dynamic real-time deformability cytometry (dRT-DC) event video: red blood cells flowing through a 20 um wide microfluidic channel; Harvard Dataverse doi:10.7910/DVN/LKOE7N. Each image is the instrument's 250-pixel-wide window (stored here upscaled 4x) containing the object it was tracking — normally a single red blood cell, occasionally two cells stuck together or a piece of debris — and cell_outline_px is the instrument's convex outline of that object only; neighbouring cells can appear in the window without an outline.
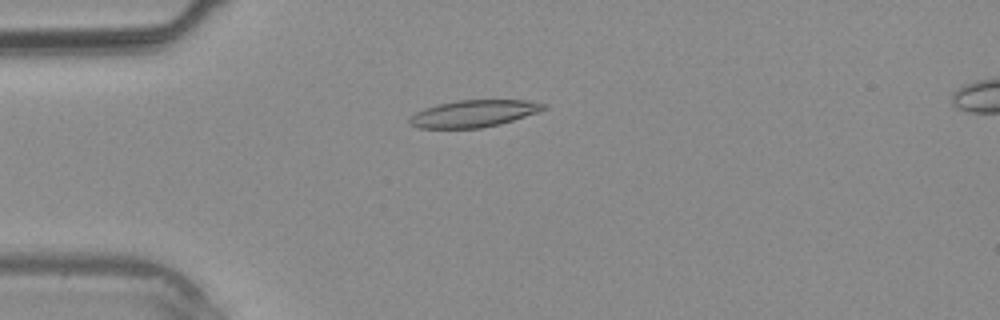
{"species": "common noctule bat (a hibernating species)", "species_latin": "Nyctalus noctula", "temperature_condition": "warm", "stored_images_in_passage": 29, "camera_frame_rate_fps": 3000, "um_per_image_px": 0.085, "animal": {"sex": "male", "body_mass_g": 20.4}, "frame": {"image": 1, "passage_image": 1, "time_ms": 0.0, "image_size_px": [1000, 320], "cell_outline_px": [[548, 108], [500, 124], [480, 128], [416, 128], [408, 124], [408, 120], [416, 112], [424, 108], [456, 100], [524, 100], [548, 104]], "centroid_in_image_um": [40.24, 9.65], "position_along_channel_um": 44.8, "area_um2": 20.98}}
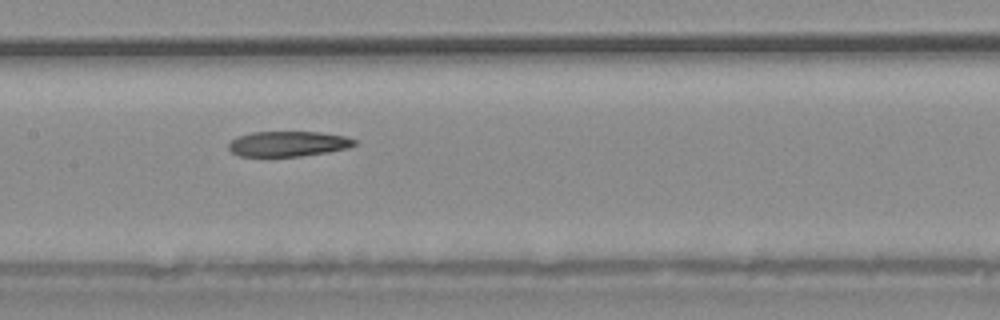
{"frame": {"image": 2, "passage_image": 10, "time_ms": 3.0, "image_size_px": [1000, 320], "cell_outline_px": [[356, 144], [348, 148], [328, 152], [300, 156], [240, 156], [232, 152], [228, 148], [228, 144], [236, 136], [252, 132], [320, 132], [344, 136], [356, 140]], "centroid_in_image_um": [24.48, 12.22], "position_along_channel_um": 182.9, "area_um2": 18.5}}
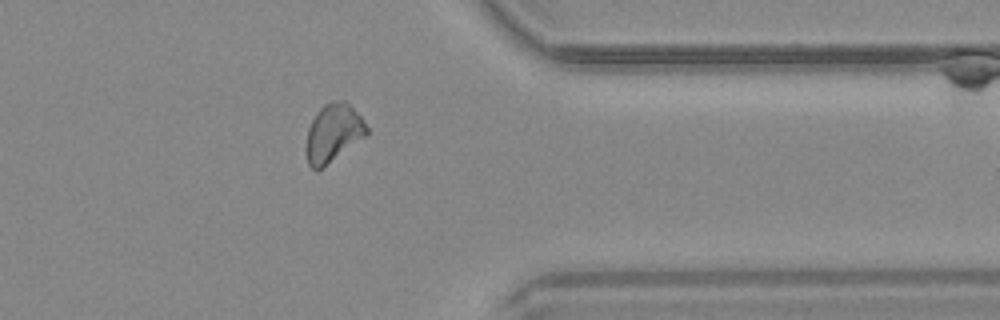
{"frame": {"image": 3, "passage_image": 22, "time_ms": 7.0, "image_size_px": [1000, 320], "cell_outline_px": [[368, 132], [364, 136], [316, 172], [308, 164], [304, 152], [304, 148], [308, 128], [316, 112], [324, 104], [332, 100], [344, 100], [360, 116], [368, 128]], "centroid_in_image_um": [28.25, 11.3], "position_along_channel_um": 383.1, "area_um2": 20.29}}